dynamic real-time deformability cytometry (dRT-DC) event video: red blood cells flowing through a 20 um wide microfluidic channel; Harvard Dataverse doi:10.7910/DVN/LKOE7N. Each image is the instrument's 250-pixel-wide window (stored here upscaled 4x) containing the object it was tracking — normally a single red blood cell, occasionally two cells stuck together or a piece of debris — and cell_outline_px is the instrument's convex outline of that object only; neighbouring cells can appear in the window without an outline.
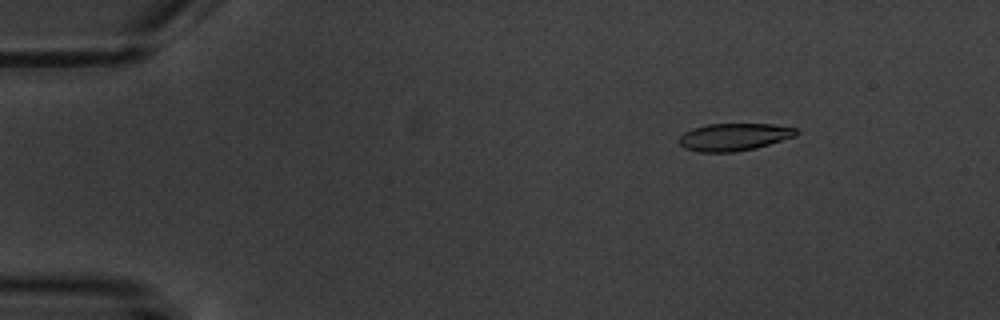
{"species": "common noctule bat (a hibernating species)", "species_latin": "Nyctalus noctula", "temperature_condition": "warm", "stored_images_in_passage": 5, "camera_frame_rate_fps": 3000, "um_per_image_px": 0.085, "animal": {"sex": "male", "body_mass_g": 20.1, "forearm_length_mm": 53.5}, "frame": {"image": 1, "passage_image": 2, "time_ms": 1.0, "image_size_px": [1000, 320], "cell_outline_px": [[800, 132], [796, 136], [756, 148], [736, 152], [700, 152], [684, 148], [680, 144], [680, 136], [684, 132], [692, 128], [708, 124], [772, 124], [796, 128]], "centroid_in_image_um": [62.41, 11.64], "position_along_channel_um": 22.6, "area_um2": 18.79}}
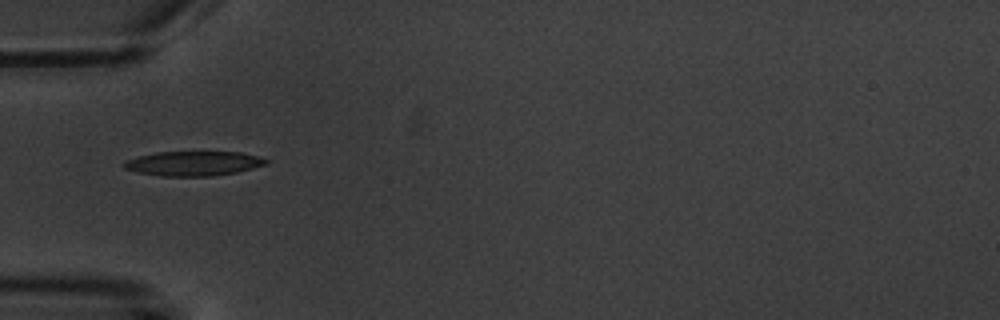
{"frame": {"image": 2, "passage_image": 5, "time_ms": 4.667, "image_size_px": [1000, 320], "cell_outline_px": [[268, 164], [236, 172], [212, 176], [160, 176], [140, 172], [124, 168], [120, 164], [124, 160], [136, 156], [156, 152], [240, 152], [256, 156], [268, 160]], "centroid_in_image_um": [16.38, 13.89], "position_along_channel_um": 68.6, "area_um2": 20.35}}